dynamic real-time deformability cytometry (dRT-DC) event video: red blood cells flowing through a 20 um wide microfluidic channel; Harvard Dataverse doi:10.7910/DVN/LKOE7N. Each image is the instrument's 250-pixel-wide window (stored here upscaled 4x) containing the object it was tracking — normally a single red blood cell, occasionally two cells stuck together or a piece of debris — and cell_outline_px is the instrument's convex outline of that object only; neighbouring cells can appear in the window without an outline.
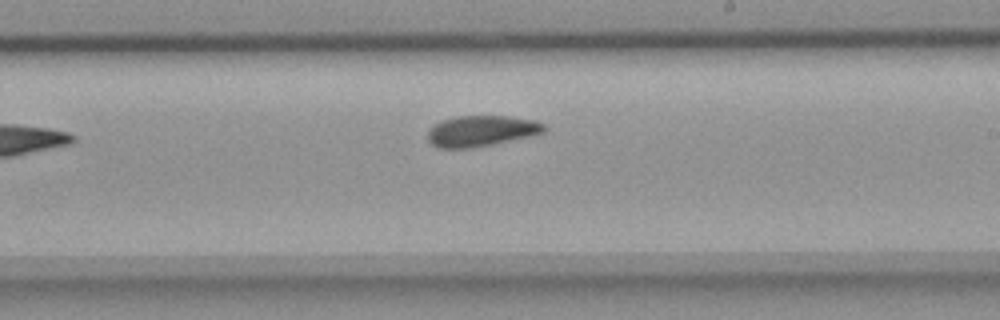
{"species": "common noctule bat (a hibernating species)", "species_latin": "Nyctalus noctula", "temperature_condition": "room temperature", "stored_images_in_passage": 7, "camera_frame_rate_fps": 3000, "um_per_image_px": 0.085, "animal": {"sex": "female", "body_mass_g": 18.4}, "frame": {"image": 1, "passage_image": 6, "time_ms": 1.667, "image_size_px": [1000, 320], "cell_outline_px": [[548, 128], [544, 132], [528, 136], [492, 144], [472, 148], [436, 148], [428, 140], [428, 132], [440, 120], [456, 116], [508, 116], [536, 120], [544, 124]], "centroid_in_image_um": [40.91, 11.12], "position_along_channel_um": 248.1, "area_um2": 20.87}}